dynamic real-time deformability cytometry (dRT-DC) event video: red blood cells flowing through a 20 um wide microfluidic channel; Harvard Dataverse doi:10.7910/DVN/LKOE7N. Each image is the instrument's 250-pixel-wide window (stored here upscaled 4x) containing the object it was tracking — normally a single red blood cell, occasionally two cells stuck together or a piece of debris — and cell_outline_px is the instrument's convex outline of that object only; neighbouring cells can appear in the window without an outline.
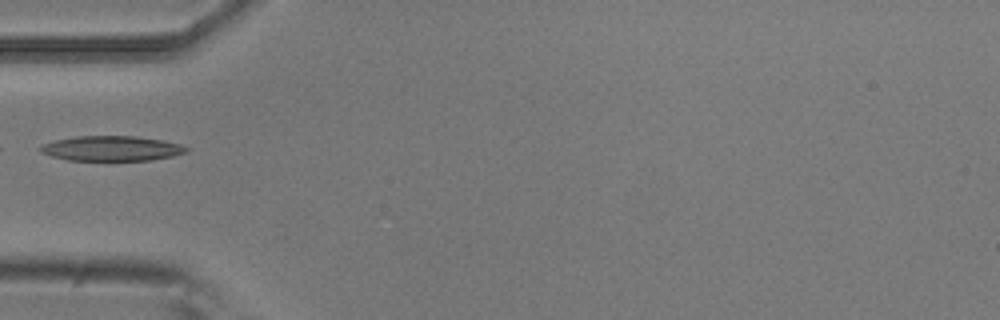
{"species": "common noctule bat (a hibernating species)", "species_latin": "Nyctalus noctula", "temperature_condition": "room temperature", "stored_images_in_passage": 7, "camera_frame_rate_fps": 3000, "um_per_image_px": 0.085, "animal": {"sex": "male", "body_mass_g": 20.5, "forearm_length_mm": 52.5}, "frame": {"image": 1, "passage_image": 5, "time_ms": 1.333, "image_size_px": [1000, 320], "cell_outline_px": [[188, 152], [172, 156], [152, 160], [68, 160], [52, 156], [40, 152], [40, 148], [44, 144], [56, 140], [76, 136], [136, 136], [164, 140], [180, 144], [188, 148]], "centroid_in_image_um": [9.53, 12.61], "position_along_channel_um": 75.5, "area_um2": 21.15}}
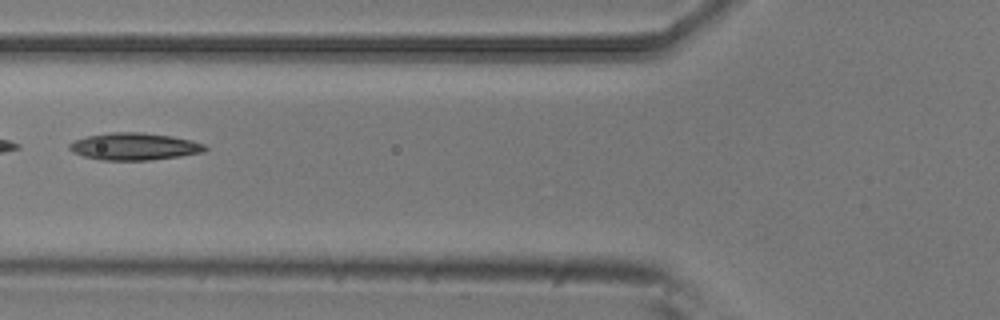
{"frame": {"image": 2, "passage_image": 6, "time_ms": 1.667, "image_size_px": [1000, 320], "cell_outline_px": [[208, 148], [204, 152], [180, 156], [148, 160], [100, 160], [84, 156], [72, 152], [68, 148], [68, 144], [72, 140], [88, 136], [112, 132], [140, 132], [172, 136], [192, 140], [204, 144]], "centroid_in_image_um": [11.4, 12.45], "position_along_channel_um": 114.4, "area_um2": 21.56}}
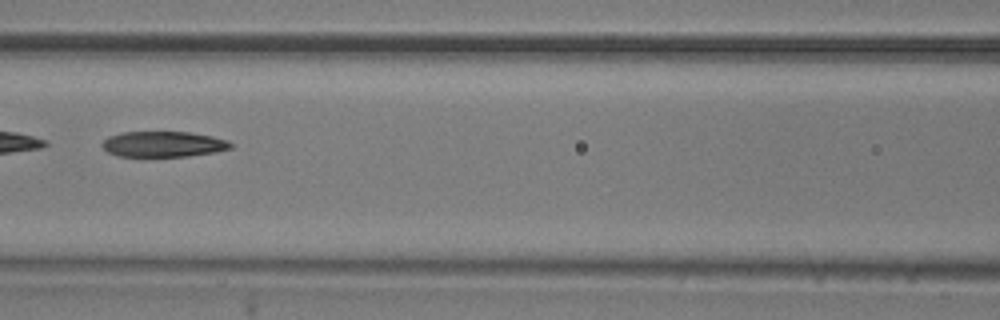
{"frame": {"image": 3, "passage_image": 7, "time_ms": 2.0, "image_size_px": [1000, 320], "cell_outline_px": [[232, 148], [216, 152], [188, 156], [116, 156], [108, 152], [100, 144], [108, 136], [120, 132], [188, 132], [212, 136], [228, 140], [232, 144]], "centroid_in_image_um": [13.87, 12.25], "position_along_channel_um": 152.7, "area_um2": 19.25}}